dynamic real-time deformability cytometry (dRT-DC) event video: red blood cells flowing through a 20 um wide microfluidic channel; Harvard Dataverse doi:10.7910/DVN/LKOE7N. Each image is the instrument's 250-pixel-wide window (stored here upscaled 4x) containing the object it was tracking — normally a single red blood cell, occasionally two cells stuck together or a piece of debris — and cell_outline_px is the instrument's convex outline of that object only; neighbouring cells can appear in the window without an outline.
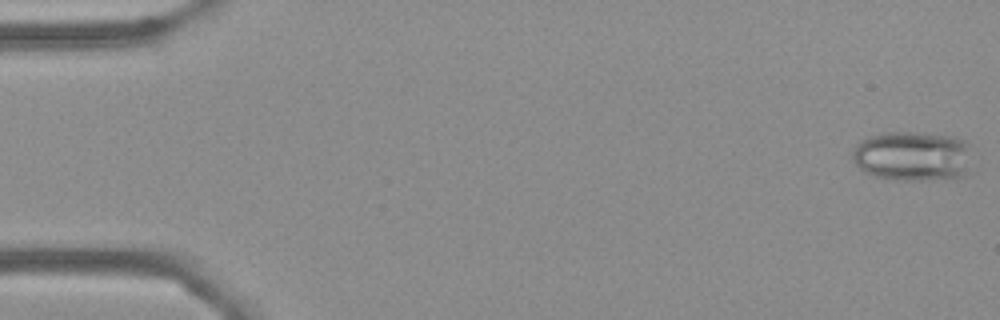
{"species": "Egyptian fruit bat (a non-hibernating species)", "species_latin": "Rousettus aegyptiacus", "temperature_condition": "cold", "stored_images_in_passage": 55, "camera_frame_rate_fps": 3000, "um_per_image_px": 0.085, "frame": {"image": 1, "passage_image": 1, "time_ms": 0.0, "image_size_px": [1000, 320], "cell_outline_px": [[972, 144], [964, 176], [956, 180], [892, 180], [872, 176], [864, 172], [856, 164], [852, 156], [852, 152], [856, 144], [860, 140], [868, 136], [880, 132], [924, 132], [956, 136]], "centroid_in_image_um": [77.58, 13.27], "position_along_channel_um": 7.4, "area_um2": 35.78}}
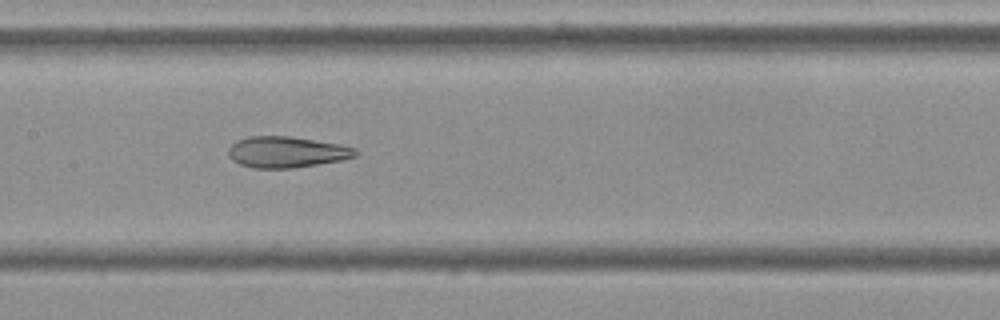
{"frame": {"image": 2, "passage_image": 27, "time_ms": 8.667, "image_size_px": [1000, 320], "cell_outline_px": [[360, 152], [356, 156], [340, 160], [292, 168], [252, 168], [240, 164], [232, 160], [228, 156], [228, 148], [236, 140], [248, 136], [292, 136], [340, 144], [356, 148]], "centroid_in_image_um": [24.35, 12.91], "position_along_channel_um": 183.1, "area_um2": 23.18}}
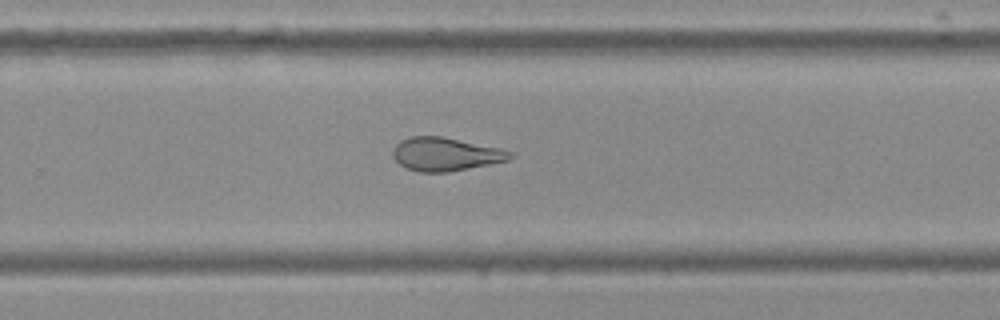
{"frame": {"image": 3, "passage_image": 36, "time_ms": 11.667, "image_size_px": [1000, 320], "cell_outline_px": [[516, 156], [508, 160], [492, 164], [448, 172], [420, 172], [404, 168], [392, 156], [392, 152], [396, 144], [400, 140], [412, 136], [444, 136], [504, 148], [512, 152]], "centroid_in_image_um": [37.92, 13.1], "position_along_channel_um": 291.9, "area_um2": 23.29}, "authors_computed_cell_mechanics": {"area_um2": 26.0678, "velocity_mm_per_s": 3.6366, "shape_relaxation_time_tau1_ms": null, "shape_relaxation_time_tau2_ms": 2.5628, "deformation_change_tau1": null, "deformation_change_tau2": 0.1197}}